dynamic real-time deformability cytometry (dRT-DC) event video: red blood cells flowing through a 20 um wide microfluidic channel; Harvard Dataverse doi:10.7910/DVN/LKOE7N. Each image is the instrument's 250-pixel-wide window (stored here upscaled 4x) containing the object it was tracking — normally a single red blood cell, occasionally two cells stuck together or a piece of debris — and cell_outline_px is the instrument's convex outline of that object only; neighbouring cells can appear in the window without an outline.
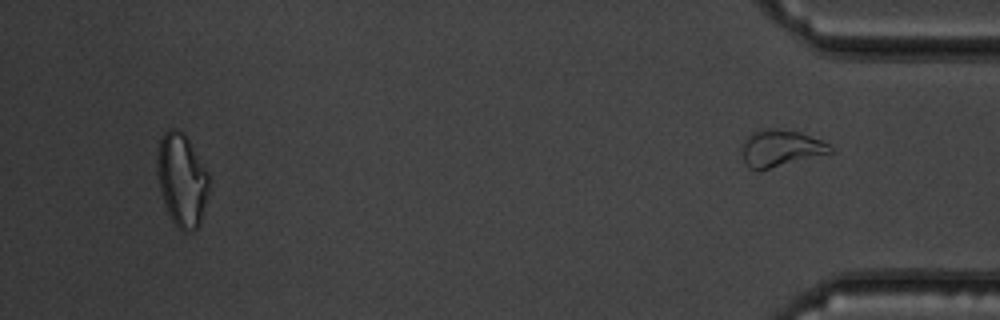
{"species": "common noctule bat (a hibernating species)", "species_latin": "Nyctalus noctula", "temperature_condition": "warm", "stored_images_in_passage": 48, "segment_of_instrument_passage": [2, 2], "camera_frame_rate_fps": 3000, "um_per_image_px": 0.085, "animal": {"sex": "male", "body_mass_g": 19.5, "forearm_length_mm": 54.6}, "frame": {"image": 1, "passage_image": 48, "time_ms": 15.667, "image_size_px": [1000, 320], "cell_outline_px": [[832, 152], [760, 172], [748, 168], [744, 160], [744, 140], [752, 132], [764, 128], [780, 128], [800, 132], [820, 140], [828, 144], [832, 148]], "centroid_in_image_um": [66.34, 12.61], "position_along_channel_um": 368.9, "area_um2": 18.96}}